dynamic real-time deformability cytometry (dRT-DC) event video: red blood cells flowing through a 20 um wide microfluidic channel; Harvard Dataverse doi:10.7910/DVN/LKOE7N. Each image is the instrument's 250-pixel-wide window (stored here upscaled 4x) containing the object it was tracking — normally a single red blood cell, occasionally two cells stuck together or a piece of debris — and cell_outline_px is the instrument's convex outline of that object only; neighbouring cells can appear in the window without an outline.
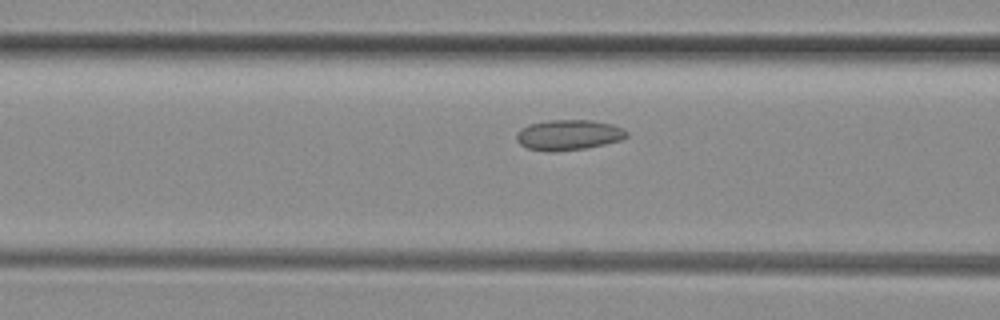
{"species": "common noctule bat (a hibernating species)", "species_latin": "Nyctalus noctula", "temperature_condition": "room temperature", "stored_images_in_passage": 13, "camera_frame_rate_fps": 3000, "um_per_image_px": 0.085, "animal": {"sex": "female", "body_mass_g": 29.2, "forearm_length_mm": 56.3}, "frame": {"image": 1, "passage_image": 6, "time_ms": 1.667, "image_size_px": [1000, 320], "cell_outline_px": [[628, 136], [624, 140], [588, 148], [556, 152], [548, 152], [528, 148], [520, 144], [516, 140], [516, 132], [520, 128], [528, 124], [548, 120], [592, 120], [612, 124], [624, 128], [628, 132]], "centroid_in_image_um": [48.35, 11.47], "position_along_channel_um": 118.3, "area_um2": 20.0}}
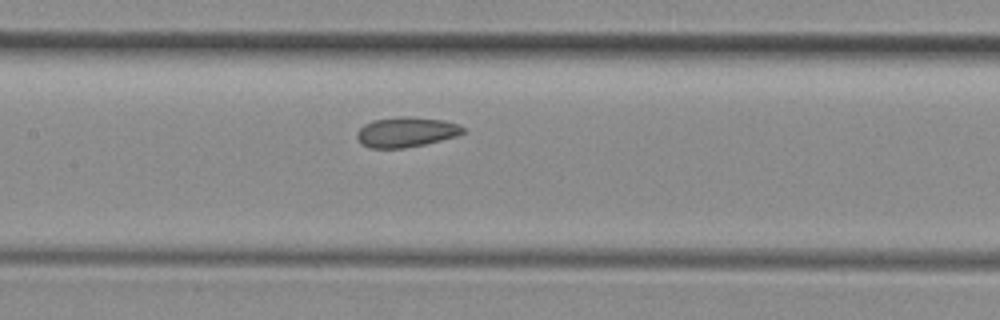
{"frame": {"image": 2, "passage_image": 10, "time_ms": 3.0, "image_size_px": [1000, 320], "cell_outline_px": [[468, 132], [456, 136], [424, 144], [404, 148], [368, 148], [360, 144], [356, 136], [356, 132], [364, 124], [372, 120], [404, 116], [408, 116], [444, 120], [460, 124]], "centroid_in_image_um": [34.52, 11.22], "position_along_channel_um": 172.9, "area_um2": 18.79}}